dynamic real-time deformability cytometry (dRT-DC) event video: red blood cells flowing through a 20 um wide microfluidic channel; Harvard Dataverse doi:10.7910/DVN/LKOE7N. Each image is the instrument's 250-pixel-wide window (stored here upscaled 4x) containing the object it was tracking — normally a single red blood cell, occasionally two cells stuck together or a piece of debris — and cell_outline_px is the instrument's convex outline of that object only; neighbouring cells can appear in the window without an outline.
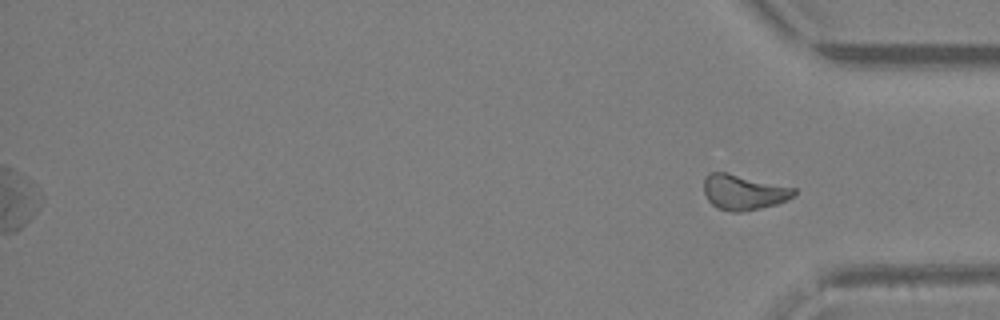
{"species": "Egyptian fruit bat (a non-hibernating species)", "species_latin": "Rousettus aegyptiacus", "temperature_condition": "warm", "stored_images_in_passage": 37, "segment_of_instrument_passage": [2, 2], "camera_frame_rate_fps": 3000, "um_per_image_px": 0.085, "animal": {"sex": "female"}, "frame": {"image": 1, "passage_image": 37, "time_ms": 12.0, "image_size_px": [1000, 320], "cell_outline_px": [[796, 192], [788, 200], [776, 204], [760, 208], [740, 212], [732, 212], [716, 208], [708, 200], [704, 192], [704, 180], [712, 172], [724, 172], [796, 188]], "centroid_in_image_um": [63.2, 16.35], "position_along_channel_um": 372.0, "area_um2": 18.26}}